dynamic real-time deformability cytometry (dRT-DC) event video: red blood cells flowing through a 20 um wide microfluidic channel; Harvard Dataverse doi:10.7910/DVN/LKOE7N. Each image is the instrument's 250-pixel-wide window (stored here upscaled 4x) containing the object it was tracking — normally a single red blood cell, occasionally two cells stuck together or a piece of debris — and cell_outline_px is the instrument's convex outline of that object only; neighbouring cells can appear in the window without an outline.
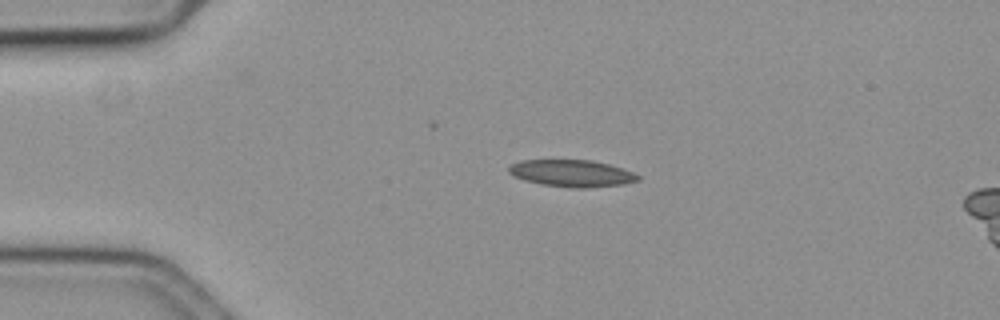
{"species": "common noctule bat (a hibernating species)", "species_latin": "Nyctalus noctula", "temperature_condition": "cold", "stored_images_in_passage": 46, "camera_frame_rate_fps": 3000, "um_per_image_px": 0.085, "animal": {"sex": "female", "body_mass_g": 19.3, "forearm_length_mm": 54.1}, "frame": {"image": 1, "passage_image": 1, "time_ms": 0.0, "image_size_px": [1000, 320], "cell_outline_px": [[640, 180], [624, 184], [588, 188], [568, 188], [540, 184], [524, 180], [512, 176], [508, 172], [508, 168], [512, 164], [520, 160], [592, 160], [608, 164], [632, 172], [640, 176]], "centroid_in_image_um": [48.58, 14.74], "position_along_channel_um": 36.4, "area_um2": 20.4}}
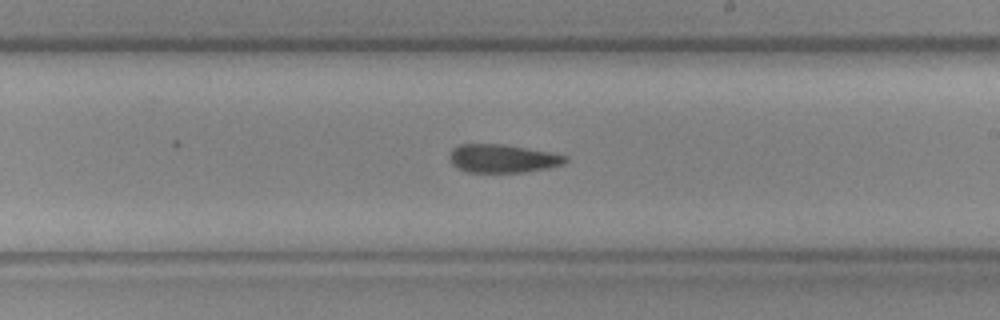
{"frame": {"image": 2, "passage_image": 22, "time_ms": 7.0, "image_size_px": [1000, 320], "cell_outline_px": [[568, 160], [564, 164], [548, 168], [524, 172], [468, 172], [456, 168], [448, 160], [448, 156], [452, 148], [460, 144], [500, 144], [552, 152], [568, 156]], "centroid_in_image_um": [42.7, 13.47], "position_along_channel_um": 246.3, "area_um2": 19.31}}
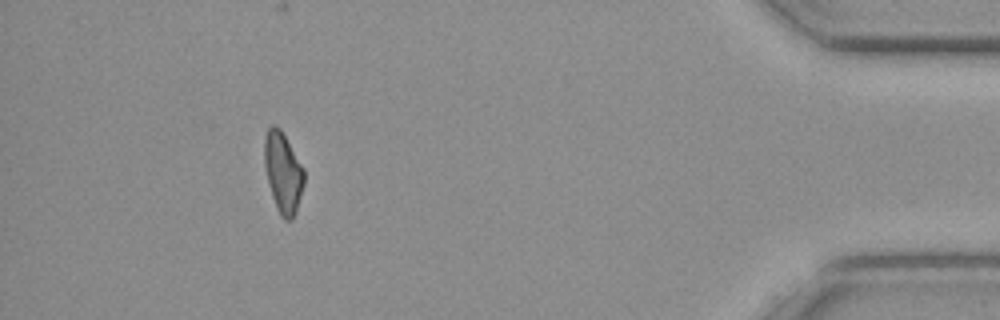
{"frame": {"image": 3, "passage_image": 41, "time_ms": 13.333, "image_size_px": [1000, 320], "cell_outline_px": [[304, 184], [296, 212], [292, 220], [284, 220], [280, 216], [276, 208], [268, 184], [264, 164], [264, 136], [268, 128], [272, 124], [276, 124], [280, 128], [304, 168]], "centroid_in_image_um": [24.04, 14.66], "position_along_channel_um": 411.2, "area_um2": 18.84}}